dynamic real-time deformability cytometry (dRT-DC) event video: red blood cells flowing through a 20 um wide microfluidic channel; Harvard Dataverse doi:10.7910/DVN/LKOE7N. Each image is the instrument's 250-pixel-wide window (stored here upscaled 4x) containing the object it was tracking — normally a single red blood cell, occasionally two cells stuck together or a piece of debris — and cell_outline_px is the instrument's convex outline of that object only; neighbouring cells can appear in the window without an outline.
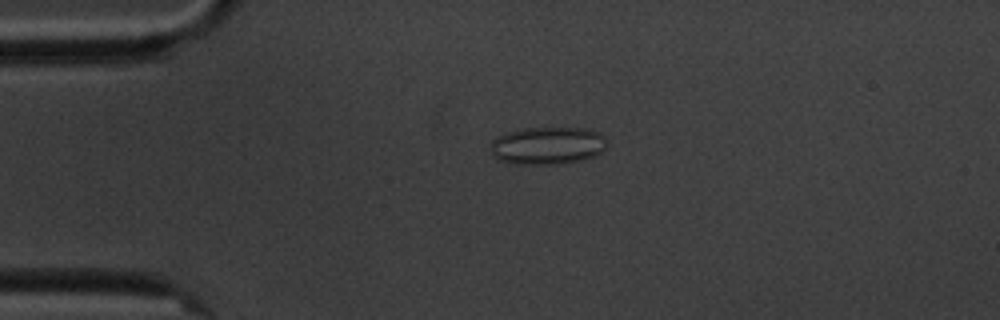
{"species": "common noctule bat (a hibernating species)", "species_latin": "Nyctalus noctula", "temperature_condition": "cold", "stored_images_in_passage": 2, "camera_frame_rate_fps": 3000, "um_per_image_px": 0.085, "animal": {"sex": "male", "body_mass_g": 20.1, "forearm_length_mm": 53.5}, "frame": {"image": 1, "passage_image": 1, "time_ms": 0.0, "image_size_px": [1000, 320], "cell_outline_px": [[604, 148], [596, 156], [580, 160], [552, 164], [512, 164], [496, 160], [492, 152], [492, 140], [496, 136], [520, 128], [588, 128], [600, 132], [604, 136]], "centroid_in_image_um": [46.51, 12.37], "position_along_channel_um": 38.5, "area_um2": 25.55}}